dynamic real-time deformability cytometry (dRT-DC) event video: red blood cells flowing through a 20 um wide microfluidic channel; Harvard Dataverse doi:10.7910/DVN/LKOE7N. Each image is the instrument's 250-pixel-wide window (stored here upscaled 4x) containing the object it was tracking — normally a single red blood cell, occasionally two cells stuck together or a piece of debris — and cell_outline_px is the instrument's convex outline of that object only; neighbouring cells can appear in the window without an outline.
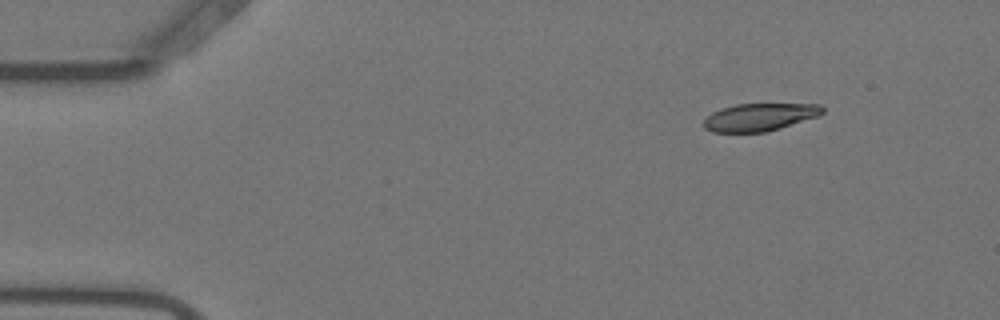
{"species": "Egyptian fruit bat (a non-hibernating species)", "species_latin": "Rousettus aegyptiacus", "temperature_condition": "warm", "stored_images_in_passage": 12, "camera_frame_rate_fps": 3000, "um_per_image_px": 0.085, "animal": {"sex": "female"}, "frame": {"image": 1, "passage_image": 2, "time_ms": 0.333, "image_size_px": [1000, 320], "cell_outline_px": [[824, 112], [820, 116], [780, 128], [764, 132], [712, 132], [704, 128], [704, 120], [712, 112], [720, 108], [736, 104], [820, 104], [824, 108]], "centroid_in_image_um": [64.58, 9.95], "position_along_channel_um": 20.4, "area_um2": 19.19}}
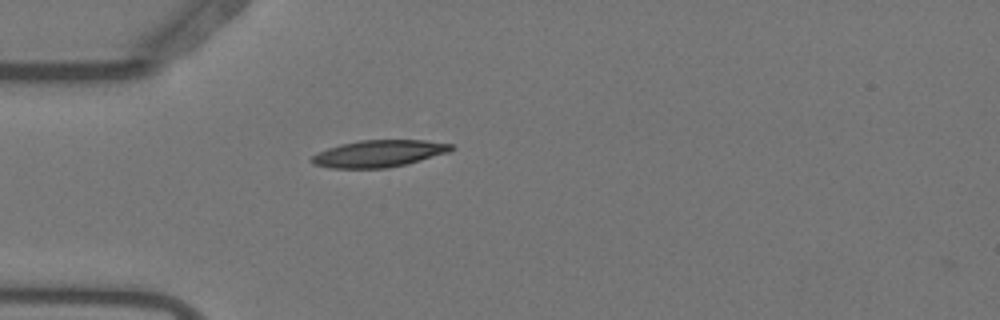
{"frame": {"image": 2, "passage_image": 11, "time_ms": 3.333, "image_size_px": [1000, 320], "cell_outline_px": [[456, 148], [448, 152], [408, 164], [388, 168], [332, 168], [312, 164], [308, 160], [316, 152], [340, 144], [360, 140], [424, 140], [452, 144]], "centroid_in_image_um": [32.18, 13.05], "position_along_channel_um": 52.8, "area_um2": 22.08}}